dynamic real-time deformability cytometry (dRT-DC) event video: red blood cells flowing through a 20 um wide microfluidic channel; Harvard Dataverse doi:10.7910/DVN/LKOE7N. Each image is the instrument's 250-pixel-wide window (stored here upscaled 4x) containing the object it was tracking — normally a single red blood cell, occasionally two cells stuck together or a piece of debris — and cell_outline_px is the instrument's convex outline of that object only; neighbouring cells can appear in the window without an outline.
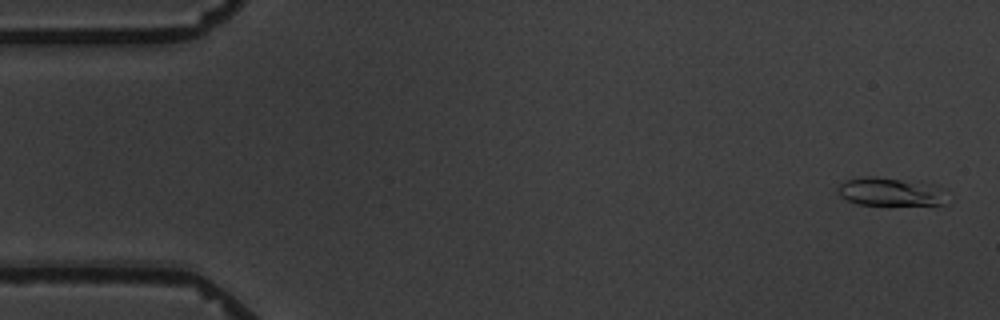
{"species": "common noctule bat (a hibernating species)", "species_latin": "Nyctalus noctula", "temperature_condition": "warm", "stored_images_in_passage": 4, "camera_frame_rate_fps": 3000, "um_per_image_px": 0.085, "animal": {"sex": "male", "body_mass_g": 19.5, "forearm_length_mm": 54.6}, "frame": {"image": 1, "passage_image": 1, "time_ms": 0.0, "image_size_px": [1000, 320], "cell_outline_px": [[948, 204], [888, 208], [856, 204], [840, 196], [836, 188], [844, 180], [864, 176], [876, 176], [932, 184], [944, 188]], "centroid_in_image_um": [75.72, 16.36], "position_along_channel_um": 9.3, "area_um2": 19.36}}